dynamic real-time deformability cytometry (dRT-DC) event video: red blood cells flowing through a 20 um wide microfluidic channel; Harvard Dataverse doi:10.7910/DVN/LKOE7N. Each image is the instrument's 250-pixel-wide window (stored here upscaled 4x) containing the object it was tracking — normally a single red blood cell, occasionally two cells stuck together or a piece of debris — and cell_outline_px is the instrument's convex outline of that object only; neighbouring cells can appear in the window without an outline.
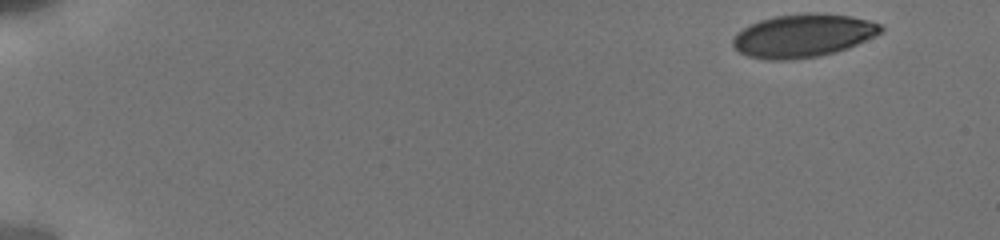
{"species": "human", "species_latin": "Homo sapiens", "temperature_condition": "cold", "stored_images_in_passage": 9, "camera_frame_rate_fps": 3000, "um_per_image_px": 0.085, "donor": {"sex": "male"}, "frame": {"image": 1, "passage_image": 1, "time_ms": 0.0, "image_size_px": [1000, 240], "cell_outline_px": [[884, 28], [880, 32], [848, 48], [836, 52], [820, 56], [792, 60], [764, 60], [748, 56], [740, 52], [732, 44], [732, 40], [736, 32], [760, 20], [776, 16], [808, 12], [816, 12], [852, 16], [868, 20], [880, 24]], "centroid_in_image_um": [68.24, 3.03], "position_along_channel_um": 16.8, "area_um2": 37.22}}
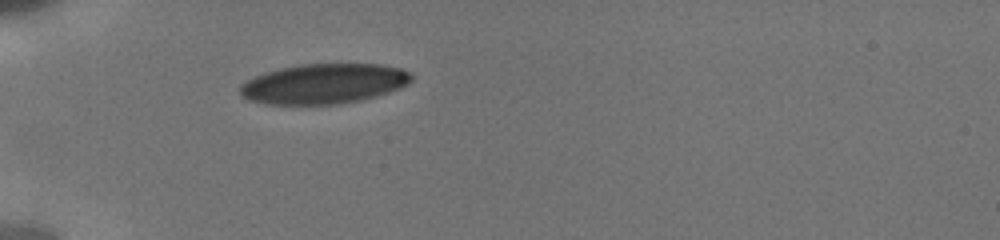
{"frame": {"image": 2, "passage_image": 7, "time_ms": 4.667, "image_size_px": [1000, 240], "cell_outline_px": [[412, 80], [408, 84], [400, 88], [376, 96], [360, 100], [336, 104], [268, 104], [248, 100], [240, 92], [240, 84], [256, 76], [280, 68], [300, 64], [380, 64], [400, 68], [408, 72], [412, 76]], "centroid_in_image_um": [27.54, 7.11], "position_along_channel_um": 57.5, "area_um2": 39.71}}
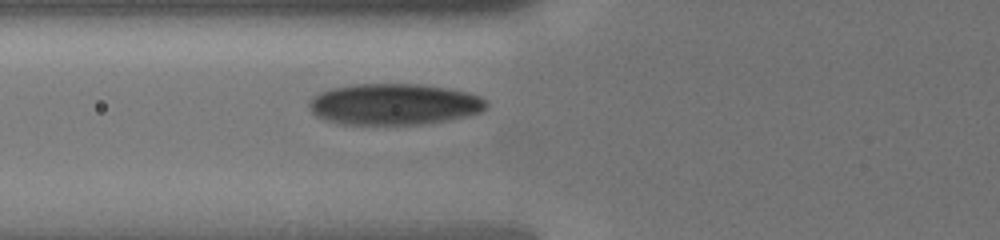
{"frame": {"image": 3, "passage_image": 9, "time_ms": 6.0, "image_size_px": [1000, 240], "cell_outline_px": [[488, 108], [480, 112], [464, 116], [444, 120], [420, 124], [336, 124], [324, 120], [316, 116], [308, 108], [308, 100], [312, 96], [320, 92], [332, 88], [356, 84], [420, 84], [448, 88], [468, 92], [480, 96], [488, 100]], "centroid_in_image_um": [33.47, 8.85], "position_along_channel_um": 92.3, "area_um2": 42.83}}